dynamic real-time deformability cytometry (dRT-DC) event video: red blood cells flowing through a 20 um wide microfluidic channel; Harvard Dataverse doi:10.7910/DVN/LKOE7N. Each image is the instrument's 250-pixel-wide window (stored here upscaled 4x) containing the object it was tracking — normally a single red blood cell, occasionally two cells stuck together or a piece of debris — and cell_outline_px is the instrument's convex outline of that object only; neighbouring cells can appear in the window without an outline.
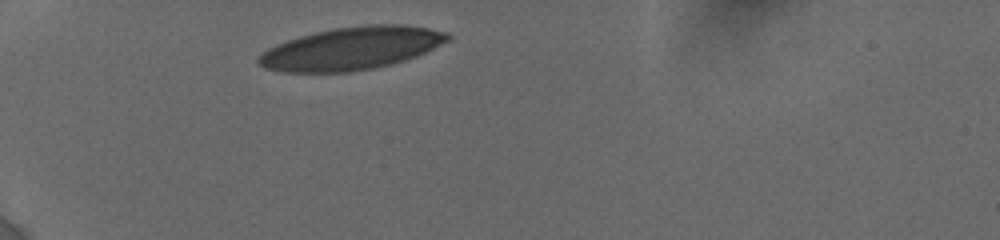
{"species": "human", "species_latin": "Homo sapiens", "temperature_condition": "cold", "stored_images_in_passage": 5, "camera_frame_rate_fps": 3000, "um_per_image_px": 0.085, "donor": {"sex": "female"}, "frame": {"image": 1, "passage_image": 1, "time_ms": 0.0, "image_size_px": [1000, 240], "cell_outline_px": [[452, 40], [416, 56], [392, 64], [372, 68], [348, 72], [284, 72], [264, 68], [256, 60], [268, 48], [276, 44], [300, 36], [316, 32], [336, 28], [372, 24], [404, 24], [428, 28], [448, 32], [452, 36]], "centroid_in_image_um": [29.93, 4.11], "position_along_channel_um": 55.1, "area_um2": 46.99}}
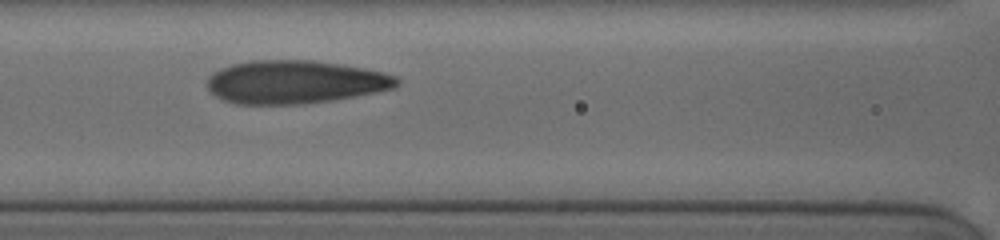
{"frame": {"image": 2, "passage_image": 4, "time_ms": 3.0, "image_size_px": [1000, 240], "cell_outline_px": [[400, 84], [396, 88], [376, 92], [332, 100], [296, 104], [236, 104], [224, 100], [216, 96], [208, 88], [208, 80], [212, 72], [220, 68], [232, 64], [252, 60], [312, 60], [364, 68], [396, 76], [400, 80]], "centroid_in_image_um": [25.07, 6.97], "position_along_channel_um": 141.5, "area_um2": 47.57}}
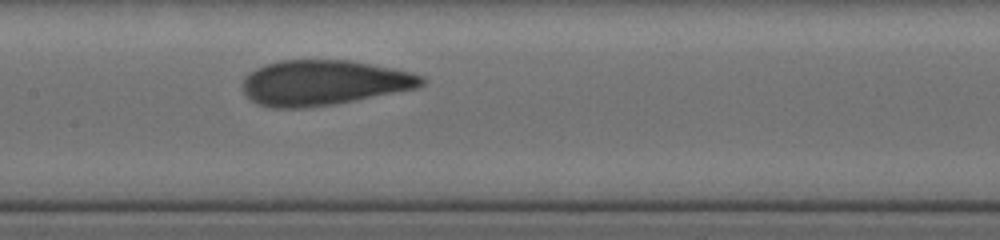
{"frame": {"image": 3, "passage_image": 5, "time_ms": 4.0, "image_size_px": [1000, 240], "cell_outline_px": [[424, 84], [420, 88], [336, 104], [304, 108], [272, 108], [256, 104], [240, 88], [240, 84], [244, 76], [248, 72], [264, 64], [280, 60], [352, 60], [412, 72], [424, 76]], "centroid_in_image_um": [27.49, 7.03], "position_along_channel_um": 179.9, "area_um2": 47.86}}